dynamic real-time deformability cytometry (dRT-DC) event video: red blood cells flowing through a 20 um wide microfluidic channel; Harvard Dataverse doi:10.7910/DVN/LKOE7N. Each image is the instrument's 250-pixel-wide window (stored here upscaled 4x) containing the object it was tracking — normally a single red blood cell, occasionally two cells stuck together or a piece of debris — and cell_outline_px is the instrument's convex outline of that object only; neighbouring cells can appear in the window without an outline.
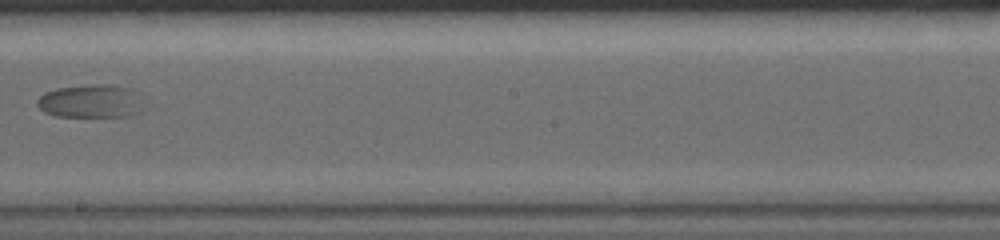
{"species": "common noctule bat (a hibernating species)", "species_latin": "Nyctalus noctula", "temperature_condition": "warm", "stored_images_in_passage": 14, "segment_of_instrument_passage": [1, 2], "camera_frame_rate_fps": 5000, "um_per_image_px": 0.085, "animal": {"sex": "female", "body_mass_g": 19.0, "forearm_length_mm": 56.7}, "frame": {"image": 1, "passage_image": 8, "time_ms": 5.6, "image_size_px": [1000, 240], "cell_outline_px": [[156, 104], [144, 112], [132, 116], [56, 116], [44, 112], [36, 104], [36, 100], [44, 92], [56, 88], [92, 84], [112, 84], [132, 88], [140, 92]], "centroid_in_image_um": [8.0, 8.6], "position_along_channel_um": 240.2, "area_um2": 22.25}}
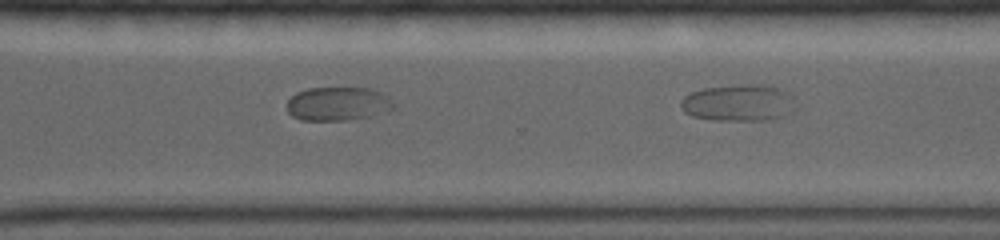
{"frame": {"image": 2, "passage_image": 12, "time_ms": 7.6, "image_size_px": [1000, 240], "cell_outline_px": [[392, 108], [368, 116], [344, 120], [300, 120], [292, 116], [288, 112], [288, 100], [296, 92], [308, 88], [372, 88], [388, 96], [392, 100]], "centroid_in_image_um": [28.67, 8.81], "position_along_channel_um": 341.9, "area_um2": 20.63}}